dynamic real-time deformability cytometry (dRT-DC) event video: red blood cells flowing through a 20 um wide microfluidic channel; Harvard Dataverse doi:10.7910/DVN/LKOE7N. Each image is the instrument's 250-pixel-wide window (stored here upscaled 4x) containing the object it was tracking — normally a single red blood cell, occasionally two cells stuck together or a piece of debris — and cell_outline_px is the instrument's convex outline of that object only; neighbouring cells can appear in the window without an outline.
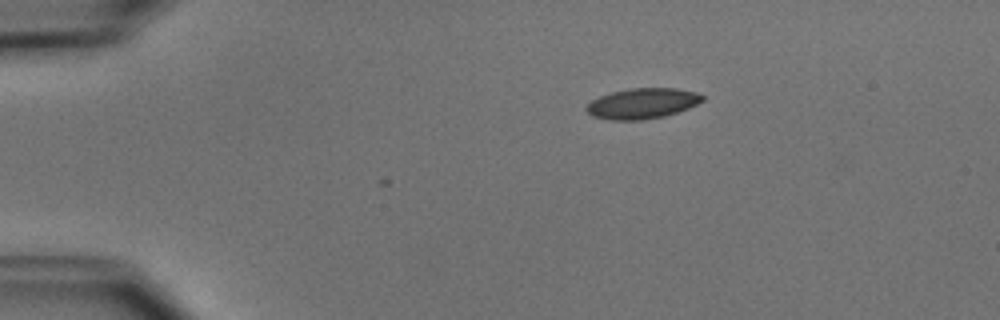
{"species": "common noctule bat (a hibernating species)", "species_latin": "Nyctalus noctula", "temperature_condition": "cold", "stored_images_in_passage": 3, "camera_frame_rate_fps": 3000, "um_per_image_px": 0.085, "animal": {"sex": "male", "body_mass_g": 15.6}, "frame": {"image": 1, "passage_image": 1, "time_ms": 0.0, "image_size_px": [1000, 320], "cell_outline_px": [[704, 100], [688, 108], [664, 116], [640, 120], [608, 120], [592, 116], [584, 108], [592, 100], [600, 96], [612, 92], [628, 88], [676, 88], [696, 92], [704, 96]], "centroid_in_image_um": [54.58, 8.79], "position_along_channel_um": 30.4, "area_um2": 20.58}}